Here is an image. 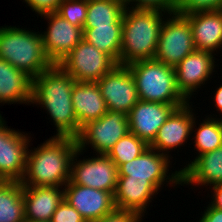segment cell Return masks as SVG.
Here are the masks:
<instances>
[{"label": "cell", "mask_w": 222, "mask_h": 222, "mask_svg": "<svg viewBox=\"0 0 222 222\" xmlns=\"http://www.w3.org/2000/svg\"><path fill=\"white\" fill-rule=\"evenodd\" d=\"M74 84V78L58 64L32 79L31 104L45 109L50 117L48 119H51L56 127L53 137L77 139L82 130L72 105Z\"/></svg>", "instance_id": "6da1fadb"}, {"label": "cell", "mask_w": 222, "mask_h": 222, "mask_svg": "<svg viewBox=\"0 0 222 222\" xmlns=\"http://www.w3.org/2000/svg\"><path fill=\"white\" fill-rule=\"evenodd\" d=\"M26 156V170L22 186L64 187L70 181L73 156L78 149L77 139L50 137L30 147Z\"/></svg>", "instance_id": "7a4b0ae2"}, {"label": "cell", "mask_w": 222, "mask_h": 222, "mask_svg": "<svg viewBox=\"0 0 222 222\" xmlns=\"http://www.w3.org/2000/svg\"><path fill=\"white\" fill-rule=\"evenodd\" d=\"M166 15L168 14L159 10L124 9L119 65L154 59Z\"/></svg>", "instance_id": "3957f363"}, {"label": "cell", "mask_w": 222, "mask_h": 222, "mask_svg": "<svg viewBox=\"0 0 222 222\" xmlns=\"http://www.w3.org/2000/svg\"><path fill=\"white\" fill-rule=\"evenodd\" d=\"M0 59L32 79L54 65L45 54L41 30L36 32L11 25L0 27Z\"/></svg>", "instance_id": "277c9868"}, {"label": "cell", "mask_w": 222, "mask_h": 222, "mask_svg": "<svg viewBox=\"0 0 222 222\" xmlns=\"http://www.w3.org/2000/svg\"><path fill=\"white\" fill-rule=\"evenodd\" d=\"M127 66L134 77L139 100L173 104L177 108L188 103L177 88L175 67L156 59L139 60Z\"/></svg>", "instance_id": "5b68a950"}, {"label": "cell", "mask_w": 222, "mask_h": 222, "mask_svg": "<svg viewBox=\"0 0 222 222\" xmlns=\"http://www.w3.org/2000/svg\"><path fill=\"white\" fill-rule=\"evenodd\" d=\"M195 50L189 20L180 12L168 14L160 29L154 59L175 67Z\"/></svg>", "instance_id": "8992f818"}, {"label": "cell", "mask_w": 222, "mask_h": 222, "mask_svg": "<svg viewBox=\"0 0 222 222\" xmlns=\"http://www.w3.org/2000/svg\"><path fill=\"white\" fill-rule=\"evenodd\" d=\"M58 65L77 82H97L118 63L82 39Z\"/></svg>", "instance_id": "52a82bcc"}, {"label": "cell", "mask_w": 222, "mask_h": 222, "mask_svg": "<svg viewBox=\"0 0 222 222\" xmlns=\"http://www.w3.org/2000/svg\"><path fill=\"white\" fill-rule=\"evenodd\" d=\"M170 157L148 147L137 158L118 167V176H130V179L149 180L159 191L165 186L182 185V173L178 169L169 172ZM171 174V175H170Z\"/></svg>", "instance_id": "ba28073f"}, {"label": "cell", "mask_w": 222, "mask_h": 222, "mask_svg": "<svg viewBox=\"0 0 222 222\" xmlns=\"http://www.w3.org/2000/svg\"><path fill=\"white\" fill-rule=\"evenodd\" d=\"M127 133H129L127 114L108 110L100 119L92 120L82 127L77 138L78 148L86 152L91 146L95 151L93 153L106 155Z\"/></svg>", "instance_id": "9c48e42d"}, {"label": "cell", "mask_w": 222, "mask_h": 222, "mask_svg": "<svg viewBox=\"0 0 222 222\" xmlns=\"http://www.w3.org/2000/svg\"><path fill=\"white\" fill-rule=\"evenodd\" d=\"M83 154L84 152L78 148L73 156L70 181L114 195L118 180V167L115 163L103 154L79 159Z\"/></svg>", "instance_id": "30bf717a"}, {"label": "cell", "mask_w": 222, "mask_h": 222, "mask_svg": "<svg viewBox=\"0 0 222 222\" xmlns=\"http://www.w3.org/2000/svg\"><path fill=\"white\" fill-rule=\"evenodd\" d=\"M2 117H0V180L20 182L25 174L26 156L32 138L28 133L8 128Z\"/></svg>", "instance_id": "8fae6325"}, {"label": "cell", "mask_w": 222, "mask_h": 222, "mask_svg": "<svg viewBox=\"0 0 222 222\" xmlns=\"http://www.w3.org/2000/svg\"><path fill=\"white\" fill-rule=\"evenodd\" d=\"M215 55L209 51L195 50L175 66L177 88L188 102L217 71L215 68L219 65Z\"/></svg>", "instance_id": "7c38bea8"}, {"label": "cell", "mask_w": 222, "mask_h": 222, "mask_svg": "<svg viewBox=\"0 0 222 222\" xmlns=\"http://www.w3.org/2000/svg\"><path fill=\"white\" fill-rule=\"evenodd\" d=\"M97 84L110 111L128 114L139 101L136 83L127 65H117Z\"/></svg>", "instance_id": "4fadbf2b"}, {"label": "cell", "mask_w": 222, "mask_h": 222, "mask_svg": "<svg viewBox=\"0 0 222 222\" xmlns=\"http://www.w3.org/2000/svg\"><path fill=\"white\" fill-rule=\"evenodd\" d=\"M48 25L41 31L45 54L58 64L82 39L83 29L70 24L56 12L41 15Z\"/></svg>", "instance_id": "5bb4252c"}, {"label": "cell", "mask_w": 222, "mask_h": 222, "mask_svg": "<svg viewBox=\"0 0 222 222\" xmlns=\"http://www.w3.org/2000/svg\"><path fill=\"white\" fill-rule=\"evenodd\" d=\"M193 107L192 102H188L186 105L177 108L158 129L157 135L149 147L167 155L172 160L173 157L169 152L177 149V147L180 149L188 140H192L190 139L192 124L196 117Z\"/></svg>", "instance_id": "9a60e30c"}, {"label": "cell", "mask_w": 222, "mask_h": 222, "mask_svg": "<svg viewBox=\"0 0 222 222\" xmlns=\"http://www.w3.org/2000/svg\"><path fill=\"white\" fill-rule=\"evenodd\" d=\"M64 199L80 213L86 222L103 218L116 208L114 195L111 192L73 184L71 181L64 186Z\"/></svg>", "instance_id": "2e32d148"}, {"label": "cell", "mask_w": 222, "mask_h": 222, "mask_svg": "<svg viewBox=\"0 0 222 222\" xmlns=\"http://www.w3.org/2000/svg\"><path fill=\"white\" fill-rule=\"evenodd\" d=\"M176 109L173 104L139 100L127 114L129 132L150 145L158 129Z\"/></svg>", "instance_id": "e0dca14e"}, {"label": "cell", "mask_w": 222, "mask_h": 222, "mask_svg": "<svg viewBox=\"0 0 222 222\" xmlns=\"http://www.w3.org/2000/svg\"><path fill=\"white\" fill-rule=\"evenodd\" d=\"M159 192L149 180L118 176L114 204L117 209L134 211L143 218L153 198Z\"/></svg>", "instance_id": "ac0fdd59"}, {"label": "cell", "mask_w": 222, "mask_h": 222, "mask_svg": "<svg viewBox=\"0 0 222 222\" xmlns=\"http://www.w3.org/2000/svg\"><path fill=\"white\" fill-rule=\"evenodd\" d=\"M181 14L189 20L196 50L209 51L213 54L221 51L222 10Z\"/></svg>", "instance_id": "d6986e66"}, {"label": "cell", "mask_w": 222, "mask_h": 222, "mask_svg": "<svg viewBox=\"0 0 222 222\" xmlns=\"http://www.w3.org/2000/svg\"><path fill=\"white\" fill-rule=\"evenodd\" d=\"M180 168L182 175L181 186H213L222 183V146L199 155L194 161H187Z\"/></svg>", "instance_id": "ffe728a7"}, {"label": "cell", "mask_w": 222, "mask_h": 222, "mask_svg": "<svg viewBox=\"0 0 222 222\" xmlns=\"http://www.w3.org/2000/svg\"><path fill=\"white\" fill-rule=\"evenodd\" d=\"M25 220L51 221L64 200V187L23 186Z\"/></svg>", "instance_id": "44dd1931"}, {"label": "cell", "mask_w": 222, "mask_h": 222, "mask_svg": "<svg viewBox=\"0 0 222 222\" xmlns=\"http://www.w3.org/2000/svg\"><path fill=\"white\" fill-rule=\"evenodd\" d=\"M72 105L79 126L100 119L108 109L97 82H77L72 89Z\"/></svg>", "instance_id": "7402d4cb"}, {"label": "cell", "mask_w": 222, "mask_h": 222, "mask_svg": "<svg viewBox=\"0 0 222 222\" xmlns=\"http://www.w3.org/2000/svg\"><path fill=\"white\" fill-rule=\"evenodd\" d=\"M32 78L0 59V105H31Z\"/></svg>", "instance_id": "603a6c76"}, {"label": "cell", "mask_w": 222, "mask_h": 222, "mask_svg": "<svg viewBox=\"0 0 222 222\" xmlns=\"http://www.w3.org/2000/svg\"><path fill=\"white\" fill-rule=\"evenodd\" d=\"M83 39L111 56L119 65L122 44V24L83 27Z\"/></svg>", "instance_id": "cb8c5ba5"}, {"label": "cell", "mask_w": 222, "mask_h": 222, "mask_svg": "<svg viewBox=\"0 0 222 222\" xmlns=\"http://www.w3.org/2000/svg\"><path fill=\"white\" fill-rule=\"evenodd\" d=\"M216 116V117H214ZM218 115H206L203 122L196 121L194 118L192 124V139L194 140V148L196 149L197 156L193 161L201 154L213 151L222 146V118ZM199 124H198V123ZM198 125V128L196 126ZM196 129V130H195ZM195 135H194V134Z\"/></svg>", "instance_id": "d4e9b609"}, {"label": "cell", "mask_w": 222, "mask_h": 222, "mask_svg": "<svg viewBox=\"0 0 222 222\" xmlns=\"http://www.w3.org/2000/svg\"><path fill=\"white\" fill-rule=\"evenodd\" d=\"M0 222H25L23 186L0 180Z\"/></svg>", "instance_id": "484cf974"}, {"label": "cell", "mask_w": 222, "mask_h": 222, "mask_svg": "<svg viewBox=\"0 0 222 222\" xmlns=\"http://www.w3.org/2000/svg\"><path fill=\"white\" fill-rule=\"evenodd\" d=\"M124 0H87L84 27L122 24Z\"/></svg>", "instance_id": "4316f807"}, {"label": "cell", "mask_w": 222, "mask_h": 222, "mask_svg": "<svg viewBox=\"0 0 222 222\" xmlns=\"http://www.w3.org/2000/svg\"><path fill=\"white\" fill-rule=\"evenodd\" d=\"M149 145L129 132L118 140L106 154L117 167L141 155Z\"/></svg>", "instance_id": "83f0119b"}, {"label": "cell", "mask_w": 222, "mask_h": 222, "mask_svg": "<svg viewBox=\"0 0 222 222\" xmlns=\"http://www.w3.org/2000/svg\"><path fill=\"white\" fill-rule=\"evenodd\" d=\"M56 13L70 24L83 29L87 17V0H63Z\"/></svg>", "instance_id": "f1b7e54d"}, {"label": "cell", "mask_w": 222, "mask_h": 222, "mask_svg": "<svg viewBox=\"0 0 222 222\" xmlns=\"http://www.w3.org/2000/svg\"><path fill=\"white\" fill-rule=\"evenodd\" d=\"M124 6L125 8L159 10L167 14L172 13V0H124Z\"/></svg>", "instance_id": "f546056e"}, {"label": "cell", "mask_w": 222, "mask_h": 222, "mask_svg": "<svg viewBox=\"0 0 222 222\" xmlns=\"http://www.w3.org/2000/svg\"><path fill=\"white\" fill-rule=\"evenodd\" d=\"M51 222H86V220L64 199L53 213Z\"/></svg>", "instance_id": "4dcf8cb0"}, {"label": "cell", "mask_w": 222, "mask_h": 222, "mask_svg": "<svg viewBox=\"0 0 222 222\" xmlns=\"http://www.w3.org/2000/svg\"><path fill=\"white\" fill-rule=\"evenodd\" d=\"M142 217L134 211L115 208L103 218L91 222H142Z\"/></svg>", "instance_id": "1f68e13d"}, {"label": "cell", "mask_w": 222, "mask_h": 222, "mask_svg": "<svg viewBox=\"0 0 222 222\" xmlns=\"http://www.w3.org/2000/svg\"><path fill=\"white\" fill-rule=\"evenodd\" d=\"M31 8L37 17L47 13L56 12L63 0H23Z\"/></svg>", "instance_id": "d6a6232c"}, {"label": "cell", "mask_w": 222, "mask_h": 222, "mask_svg": "<svg viewBox=\"0 0 222 222\" xmlns=\"http://www.w3.org/2000/svg\"><path fill=\"white\" fill-rule=\"evenodd\" d=\"M222 10V0H192L180 13Z\"/></svg>", "instance_id": "836d02e7"}, {"label": "cell", "mask_w": 222, "mask_h": 222, "mask_svg": "<svg viewBox=\"0 0 222 222\" xmlns=\"http://www.w3.org/2000/svg\"><path fill=\"white\" fill-rule=\"evenodd\" d=\"M205 208L198 222H222V210L216 209L210 204Z\"/></svg>", "instance_id": "e575fe53"}, {"label": "cell", "mask_w": 222, "mask_h": 222, "mask_svg": "<svg viewBox=\"0 0 222 222\" xmlns=\"http://www.w3.org/2000/svg\"><path fill=\"white\" fill-rule=\"evenodd\" d=\"M208 188L209 190L212 189L213 191H211V195H213L211 196V201L209 204L216 209L222 210V183L210 186Z\"/></svg>", "instance_id": "d590c367"}, {"label": "cell", "mask_w": 222, "mask_h": 222, "mask_svg": "<svg viewBox=\"0 0 222 222\" xmlns=\"http://www.w3.org/2000/svg\"><path fill=\"white\" fill-rule=\"evenodd\" d=\"M218 86H219V88L217 87L216 91H214L215 92L214 98H212V99H213V101H214L213 103L216 107L215 109L217 112H219L218 114L220 116V115H222V84H220Z\"/></svg>", "instance_id": "8d00e7d4"}, {"label": "cell", "mask_w": 222, "mask_h": 222, "mask_svg": "<svg viewBox=\"0 0 222 222\" xmlns=\"http://www.w3.org/2000/svg\"><path fill=\"white\" fill-rule=\"evenodd\" d=\"M192 0H172V13L181 12Z\"/></svg>", "instance_id": "74e56055"}, {"label": "cell", "mask_w": 222, "mask_h": 222, "mask_svg": "<svg viewBox=\"0 0 222 222\" xmlns=\"http://www.w3.org/2000/svg\"><path fill=\"white\" fill-rule=\"evenodd\" d=\"M25 222H51V221H35V220H25Z\"/></svg>", "instance_id": "f35d334b"}]
</instances>
